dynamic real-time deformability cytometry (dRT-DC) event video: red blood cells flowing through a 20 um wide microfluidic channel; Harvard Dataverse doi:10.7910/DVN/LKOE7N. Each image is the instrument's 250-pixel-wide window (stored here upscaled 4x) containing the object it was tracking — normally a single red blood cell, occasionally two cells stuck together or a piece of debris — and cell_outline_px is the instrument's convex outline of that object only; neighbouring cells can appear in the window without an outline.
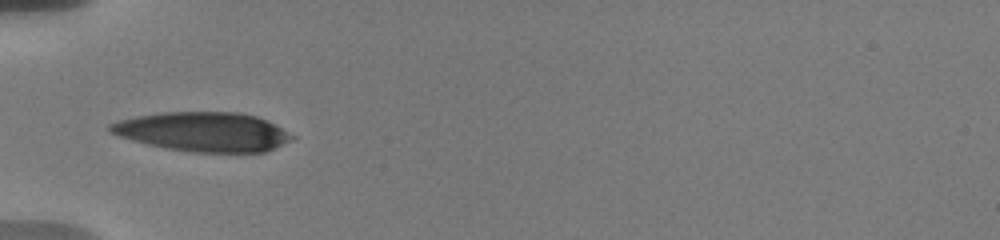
{"species": "human", "species_latin": "Homo sapiens", "temperature_condition": "warm", "stored_images_in_passage": 42, "camera_frame_rate_fps": 3000, "um_per_image_px": 0.085, "donor": {"sex": "male"}, "frame": {"image": 1, "passage_image": 1, "time_ms": 0.0, "image_size_px": [1000, 240], "cell_outline_px": [[296, 136], [292, 140], [276, 148], [264, 152], [192, 152], [168, 148], [148, 144], [132, 140], [108, 132], [108, 124], [120, 120], [136, 116], [164, 112], [236, 112], [256, 116]], "centroid_in_image_um": [17.26, 11.2], "position_along_channel_um": 67.7, "area_um2": 41.38}}
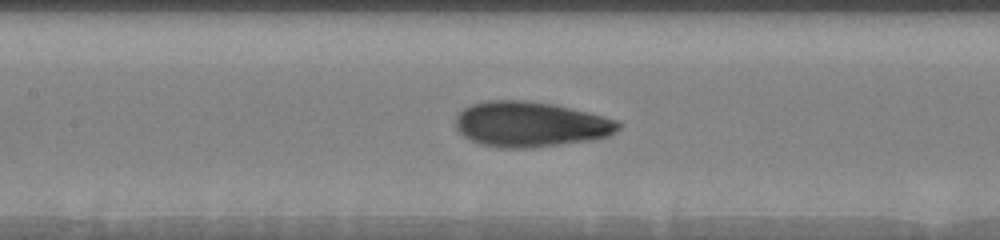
{"frame": {"image": 2, "passage_image": 12, "time_ms": 2.667, "image_size_px": [1000, 240], "cell_outline_px": [[624, 124], [616, 132], [608, 136], [592, 140], [532, 148], [500, 148], [480, 144], [464, 136], [456, 128], [456, 116], [464, 108], [472, 104], [484, 100], [524, 100], [556, 104], [620, 120]], "centroid_in_image_um": [45.13, 10.56], "position_along_channel_um": 162.3, "area_um2": 43.41}}
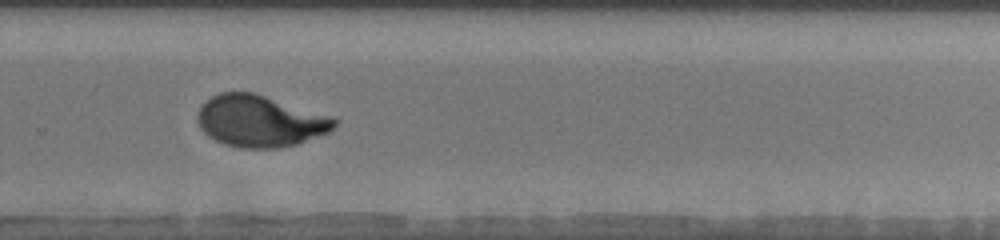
{"frame": {"image": 3, "passage_image": 24, "time_ms": 6.667, "image_size_px": [1000, 240], "cell_outline_px": [[340, 120], [328, 132], [296, 144], [276, 148], [240, 148], [224, 144], [208, 136], [200, 128], [196, 120], [196, 116], [200, 108], [212, 96], [220, 92], [252, 92], [332, 116]], "centroid_in_image_um": [22.08, 10.29], "position_along_channel_um": 307.7, "area_um2": 40.98}, "authors_computed_cell_mechanics": {"area_um2": 41.6738, "velocity_mm_per_s": 3.6547, "shape_relaxation_time_tau1_ms": 4.1794, "shape_relaxation_time_tau2_ms": null, "deformation_change_tau1": 0.2168, "deformation_change_tau2": null}}